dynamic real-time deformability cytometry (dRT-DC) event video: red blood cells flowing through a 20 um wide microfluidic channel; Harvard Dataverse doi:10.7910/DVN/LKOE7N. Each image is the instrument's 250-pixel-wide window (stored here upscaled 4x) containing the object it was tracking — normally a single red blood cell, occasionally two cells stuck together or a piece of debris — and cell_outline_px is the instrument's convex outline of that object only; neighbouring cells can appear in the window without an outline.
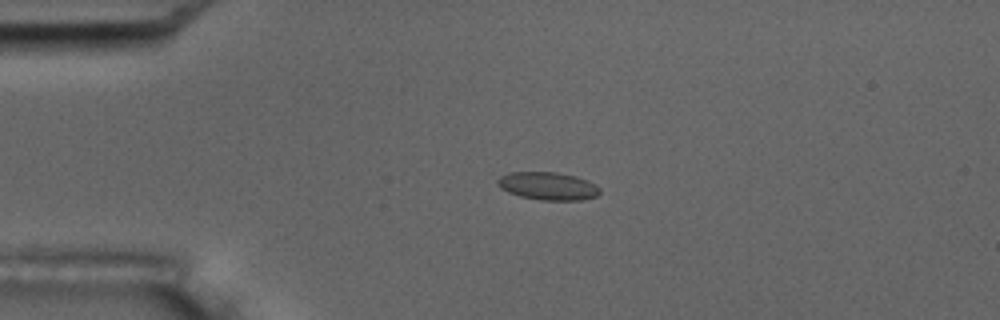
{"species": "common noctule bat (a hibernating species)", "species_latin": "Nyctalus noctula", "temperature_condition": "room temperature", "stored_images_in_passage": 5, "camera_frame_rate_fps": 3000, "um_per_image_px": 0.085, "animal": {"sex": "male", "body_mass_g": 17.5, "forearm_length_mm": 52.3}, "frame": {"image": 1, "passage_image": 4, "time_ms": 4.333, "image_size_px": [1000, 320], "cell_outline_px": [[600, 192], [596, 196], [580, 200], [540, 200], [520, 196], [508, 192], [500, 188], [496, 184], [496, 180], [500, 176], [508, 172], [556, 172], [576, 176], [588, 180], [596, 184], [600, 188]], "centroid_in_image_um": [46.56, 15.8], "position_along_channel_um": 38.4, "area_um2": 16.76}}